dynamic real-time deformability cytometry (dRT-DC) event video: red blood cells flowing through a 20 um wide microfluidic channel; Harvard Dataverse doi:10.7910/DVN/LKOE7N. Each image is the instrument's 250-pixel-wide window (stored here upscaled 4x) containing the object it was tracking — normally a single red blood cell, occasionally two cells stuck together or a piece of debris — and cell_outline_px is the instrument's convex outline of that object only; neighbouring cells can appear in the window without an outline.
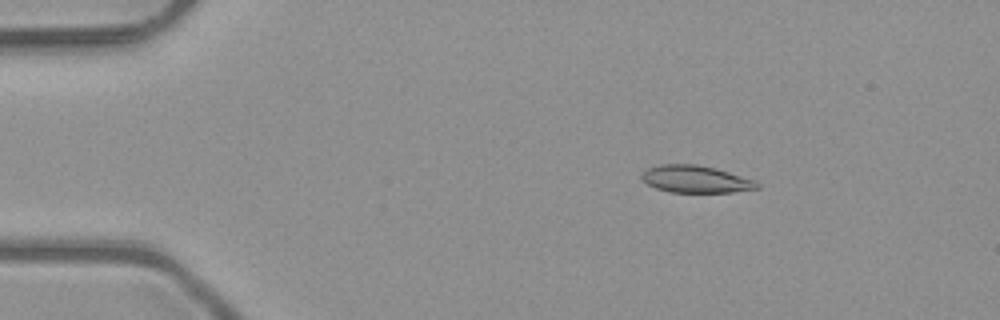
{"species": "common noctule bat (a hibernating species)", "species_latin": "Nyctalus noctula", "temperature_condition": "room temperature", "stored_images_in_passage": 5, "camera_frame_rate_fps": 3000, "um_per_image_px": 0.085, "animal": {"sex": "male", "body_mass_g": 23.1, "forearm_length_mm": 52.7}, "frame": {"image": 1, "passage_image": 3, "time_ms": 0.667, "image_size_px": [1000, 320], "cell_outline_px": [[760, 188], [732, 192], [668, 192], [656, 188], [648, 184], [640, 176], [648, 168], [660, 164], [696, 164], [716, 168], [756, 180], [760, 184]], "centroid_in_image_um": [59.17, 15.23], "position_along_channel_um": 25.8, "area_um2": 18.32}}